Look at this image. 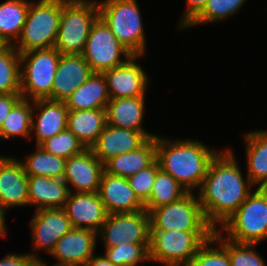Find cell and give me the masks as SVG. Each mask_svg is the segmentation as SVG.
Here are the masks:
<instances>
[{"label":"cell","mask_w":267,"mask_h":266,"mask_svg":"<svg viewBox=\"0 0 267 266\" xmlns=\"http://www.w3.org/2000/svg\"><path fill=\"white\" fill-rule=\"evenodd\" d=\"M20 53L13 45L0 44V94H20Z\"/></svg>","instance_id":"32"},{"label":"cell","mask_w":267,"mask_h":266,"mask_svg":"<svg viewBox=\"0 0 267 266\" xmlns=\"http://www.w3.org/2000/svg\"><path fill=\"white\" fill-rule=\"evenodd\" d=\"M107 124L106 109L69 110L67 129L90 149Z\"/></svg>","instance_id":"25"},{"label":"cell","mask_w":267,"mask_h":266,"mask_svg":"<svg viewBox=\"0 0 267 266\" xmlns=\"http://www.w3.org/2000/svg\"><path fill=\"white\" fill-rule=\"evenodd\" d=\"M247 176L257 188H267V130L244 134Z\"/></svg>","instance_id":"26"},{"label":"cell","mask_w":267,"mask_h":266,"mask_svg":"<svg viewBox=\"0 0 267 266\" xmlns=\"http://www.w3.org/2000/svg\"><path fill=\"white\" fill-rule=\"evenodd\" d=\"M156 134L120 128L106 124L96 143L90 148L94 155L104 164L112 157L141 147Z\"/></svg>","instance_id":"17"},{"label":"cell","mask_w":267,"mask_h":266,"mask_svg":"<svg viewBox=\"0 0 267 266\" xmlns=\"http://www.w3.org/2000/svg\"><path fill=\"white\" fill-rule=\"evenodd\" d=\"M140 58L133 55L124 64L103 72L110 99L146 96L149 78L136 62Z\"/></svg>","instance_id":"12"},{"label":"cell","mask_w":267,"mask_h":266,"mask_svg":"<svg viewBox=\"0 0 267 266\" xmlns=\"http://www.w3.org/2000/svg\"><path fill=\"white\" fill-rule=\"evenodd\" d=\"M21 98V94H0V128L12 107Z\"/></svg>","instance_id":"41"},{"label":"cell","mask_w":267,"mask_h":266,"mask_svg":"<svg viewBox=\"0 0 267 266\" xmlns=\"http://www.w3.org/2000/svg\"><path fill=\"white\" fill-rule=\"evenodd\" d=\"M42 258L36 253H10L1 259L0 266H39Z\"/></svg>","instance_id":"39"},{"label":"cell","mask_w":267,"mask_h":266,"mask_svg":"<svg viewBox=\"0 0 267 266\" xmlns=\"http://www.w3.org/2000/svg\"><path fill=\"white\" fill-rule=\"evenodd\" d=\"M29 225L33 249L36 252L45 250L48 254L54 249L57 241L72 229L70 219L63 208L35 210Z\"/></svg>","instance_id":"14"},{"label":"cell","mask_w":267,"mask_h":266,"mask_svg":"<svg viewBox=\"0 0 267 266\" xmlns=\"http://www.w3.org/2000/svg\"><path fill=\"white\" fill-rule=\"evenodd\" d=\"M110 97L103 73H92L66 100L68 110L106 109Z\"/></svg>","instance_id":"27"},{"label":"cell","mask_w":267,"mask_h":266,"mask_svg":"<svg viewBox=\"0 0 267 266\" xmlns=\"http://www.w3.org/2000/svg\"><path fill=\"white\" fill-rule=\"evenodd\" d=\"M237 243L259 244L267 239V188H256L217 229ZM224 232V233H223Z\"/></svg>","instance_id":"4"},{"label":"cell","mask_w":267,"mask_h":266,"mask_svg":"<svg viewBox=\"0 0 267 266\" xmlns=\"http://www.w3.org/2000/svg\"><path fill=\"white\" fill-rule=\"evenodd\" d=\"M72 228L99 232L108 215L97 193H71L63 208Z\"/></svg>","instance_id":"18"},{"label":"cell","mask_w":267,"mask_h":266,"mask_svg":"<svg viewBox=\"0 0 267 266\" xmlns=\"http://www.w3.org/2000/svg\"><path fill=\"white\" fill-rule=\"evenodd\" d=\"M97 239L92 230L72 228L57 241L50 253L57 260L48 266H86L96 253Z\"/></svg>","instance_id":"15"},{"label":"cell","mask_w":267,"mask_h":266,"mask_svg":"<svg viewBox=\"0 0 267 266\" xmlns=\"http://www.w3.org/2000/svg\"><path fill=\"white\" fill-rule=\"evenodd\" d=\"M247 0H208L204 9L184 28L216 23L236 15Z\"/></svg>","instance_id":"34"},{"label":"cell","mask_w":267,"mask_h":266,"mask_svg":"<svg viewBox=\"0 0 267 266\" xmlns=\"http://www.w3.org/2000/svg\"><path fill=\"white\" fill-rule=\"evenodd\" d=\"M82 56L93 73H103L124 64L133 55L98 16L90 28Z\"/></svg>","instance_id":"10"},{"label":"cell","mask_w":267,"mask_h":266,"mask_svg":"<svg viewBox=\"0 0 267 266\" xmlns=\"http://www.w3.org/2000/svg\"><path fill=\"white\" fill-rule=\"evenodd\" d=\"M98 16L97 0H62L54 47L62 55L82 54L90 28Z\"/></svg>","instance_id":"5"},{"label":"cell","mask_w":267,"mask_h":266,"mask_svg":"<svg viewBox=\"0 0 267 266\" xmlns=\"http://www.w3.org/2000/svg\"><path fill=\"white\" fill-rule=\"evenodd\" d=\"M29 6V0H6L0 3L1 45H14L20 38Z\"/></svg>","instance_id":"28"},{"label":"cell","mask_w":267,"mask_h":266,"mask_svg":"<svg viewBox=\"0 0 267 266\" xmlns=\"http://www.w3.org/2000/svg\"><path fill=\"white\" fill-rule=\"evenodd\" d=\"M208 0H186V10L179 21V28L184 29L206 6Z\"/></svg>","instance_id":"40"},{"label":"cell","mask_w":267,"mask_h":266,"mask_svg":"<svg viewBox=\"0 0 267 266\" xmlns=\"http://www.w3.org/2000/svg\"><path fill=\"white\" fill-rule=\"evenodd\" d=\"M150 244H118L115 247L105 248L104 256L117 266H138L149 262Z\"/></svg>","instance_id":"35"},{"label":"cell","mask_w":267,"mask_h":266,"mask_svg":"<svg viewBox=\"0 0 267 266\" xmlns=\"http://www.w3.org/2000/svg\"><path fill=\"white\" fill-rule=\"evenodd\" d=\"M104 164L91 149L66 160L63 180L71 193H97L99 191Z\"/></svg>","instance_id":"13"},{"label":"cell","mask_w":267,"mask_h":266,"mask_svg":"<svg viewBox=\"0 0 267 266\" xmlns=\"http://www.w3.org/2000/svg\"><path fill=\"white\" fill-rule=\"evenodd\" d=\"M188 193L186 188L160 168L156 173L149 200L144 204L145 210L149 213L155 208L180 200Z\"/></svg>","instance_id":"31"},{"label":"cell","mask_w":267,"mask_h":266,"mask_svg":"<svg viewBox=\"0 0 267 266\" xmlns=\"http://www.w3.org/2000/svg\"><path fill=\"white\" fill-rule=\"evenodd\" d=\"M33 101L21 98L10 110L0 128V140L27 137L32 140Z\"/></svg>","instance_id":"29"},{"label":"cell","mask_w":267,"mask_h":266,"mask_svg":"<svg viewBox=\"0 0 267 266\" xmlns=\"http://www.w3.org/2000/svg\"><path fill=\"white\" fill-rule=\"evenodd\" d=\"M3 237V238H5L6 236H7V233H0V237Z\"/></svg>","instance_id":"45"},{"label":"cell","mask_w":267,"mask_h":266,"mask_svg":"<svg viewBox=\"0 0 267 266\" xmlns=\"http://www.w3.org/2000/svg\"><path fill=\"white\" fill-rule=\"evenodd\" d=\"M36 151L29 153L26 159L19 161L28 176H46L49 178L63 179L65 174L66 159L44 151L40 146H35Z\"/></svg>","instance_id":"30"},{"label":"cell","mask_w":267,"mask_h":266,"mask_svg":"<svg viewBox=\"0 0 267 266\" xmlns=\"http://www.w3.org/2000/svg\"><path fill=\"white\" fill-rule=\"evenodd\" d=\"M6 215L1 211L0 209V233H7V227H6Z\"/></svg>","instance_id":"43"},{"label":"cell","mask_w":267,"mask_h":266,"mask_svg":"<svg viewBox=\"0 0 267 266\" xmlns=\"http://www.w3.org/2000/svg\"><path fill=\"white\" fill-rule=\"evenodd\" d=\"M145 96L110 99L106 106L107 124L140 132L144 128Z\"/></svg>","instance_id":"24"},{"label":"cell","mask_w":267,"mask_h":266,"mask_svg":"<svg viewBox=\"0 0 267 266\" xmlns=\"http://www.w3.org/2000/svg\"><path fill=\"white\" fill-rule=\"evenodd\" d=\"M156 161V136L149 138L141 147L112 157L104 163V171L115 176L129 178Z\"/></svg>","instance_id":"23"},{"label":"cell","mask_w":267,"mask_h":266,"mask_svg":"<svg viewBox=\"0 0 267 266\" xmlns=\"http://www.w3.org/2000/svg\"><path fill=\"white\" fill-rule=\"evenodd\" d=\"M61 53L55 48L20 53L22 98L50 99Z\"/></svg>","instance_id":"8"},{"label":"cell","mask_w":267,"mask_h":266,"mask_svg":"<svg viewBox=\"0 0 267 266\" xmlns=\"http://www.w3.org/2000/svg\"><path fill=\"white\" fill-rule=\"evenodd\" d=\"M86 266H117L112 264L104 255H93Z\"/></svg>","instance_id":"42"},{"label":"cell","mask_w":267,"mask_h":266,"mask_svg":"<svg viewBox=\"0 0 267 266\" xmlns=\"http://www.w3.org/2000/svg\"><path fill=\"white\" fill-rule=\"evenodd\" d=\"M97 4L99 16L116 39L132 55L145 56L147 40L137 0H104Z\"/></svg>","instance_id":"3"},{"label":"cell","mask_w":267,"mask_h":266,"mask_svg":"<svg viewBox=\"0 0 267 266\" xmlns=\"http://www.w3.org/2000/svg\"><path fill=\"white\" fill-rule=\"evenodd\" d=\"M256 246L257 244L237 243L228 239L231 266H267L261 254L256 252Z\"/></svg>","instance_id":"37"},{"label":"cell","mask_w":267,"mask_h":266,"mask_svg":"<svg viewBox=\"0 0 267 266\" xmlns=\"http://www.w3.org/2000/svg\"><path fill=\"white\" fill-rule=\"evenodd\" d=\"M62 0L30 2L22 33L13 45L19 53L53 48L56 42Z\"/></svg>","instance_id":"6"},{"label":"cell","mask_w":267,"mask_h":266,"mask_svg":"<svg viewBox=\"0 0 267 266\" xmlns=\"http://www.w3.org/2000/svg\"><path fill=\"white\" fill-rule=\"evenodd\" d=\"M237 163L231 146L219 150L197 190L204 216L215 230L239 208L255 187L247 174L244 179Z\"/></svg>","instance_id":"1"},{"label":"cell","mask_w":267,"mask_h":266,"mask_svg":"<svg viewBox=\"0 0 267 266\" xmlns=\"http://www.w3.org/2000/svg\"><path fill=\"white\" fill-rule=\"evenodd\" d=\"M70 191L63 179L28 176L29 206L36 210L64 208Z\"/></svg>","instance_id":"22"},{"label":"cell","mask_w":267,"mask_h":266,"mask_svg":"<svg viewBox=\"0 0 267 266\" xmlns=\"http://www.w3.org/2000/svg\"><path fill=\"white\" fill-rule=\"evenodd\" d=\"M186 266H231L228 239L221 232L215 230L213 237L200 248Z\"/></svg>","instance_id":"33"},{"label":"cell","mask_w":267,"mask_h":266,"mask_svg":"<svg viewBox=\"0 0 267 266\" xmlns=\"http://www.w3.org/2000/svg\"><path fill=\"white\" fill-rule=\"evenodd\" d=\"M160 169L159 163L156 160L151 166L144 170L138 171L127 178L130 187L135 192L138 199L145 204L150 197L155 182L156 173Z\"/></svg>","instance_id":"38"},{"label":"cell","mask_w":267,"mask_h":266,"mask_svg":"<svg viewBox=\"0 0 267 266\" xmlns=\"http://www.w3.org/2000/svg\"><path fill=\"white\" fill-rule=\"evenodd\" d=\"M29 205L28 175L19 159L0 156V209L6 215L7 209Z\"/></svg>","instance_id":"16"},{"label":"cell","mask_w":267,"mask_h":266,"mask_svg":"<svg viewBox=\"0 0 267 266\" xmlns=\"http://www.w3.org/2000/svg\"><path fill=\"white\" fill-rule=\"evenodd\" d=\"M68 111L64 101H33L32 135L36 138V146L67 129Z\"/></svg>","instance_id":"19"},{"label":"cell","mask_w":267,"mask_h":266,"mask_svg":"<svg viewBox=\"0 0 267 266\" xmlns=\"http://www.w3.org/2000/svg\"><path fill=\"white\" fill-rule=\"evenodd\" d=\"M194 194L189 192L176 202L150 211V231H215Z\"/></svg>","instance_id":"9"},{"label":"cell","mask_w":267,"mask_h":266,"mask_svg":"<svg viewBox=\"0 0 267 266\" xmlns=\"http://www.w3.org/2000/svg\"><path fill=\"white\" fill-rule=\"evenodd\" d=\"M39 266H48L46 262H44V260H42V262L40 263Z\"/></svg>","instance_id":"44"},{"label":"cell","mask_w":267,"mask_h":266,"mask_svg":"<svg viewBox=\"0 0 267 266\" xmlns=\"http://www.w3.org/2000/svg\"><path fill=\"white\" fill-rule=\"evenodd\" d=\"M97 236L105 248L118 244H150V216L144 209L133 213L108 214Z\"/></svg>","instance_id":"11"},{"label":"cell","mask_w":267,"mask_h":266,"mask_svg":"<svg viewBox=\"0 0 267 266\" xmlns=\"http://www.w3.org/2000/svg\"><path fill=\"white\" fill-rule=\"evenodd\" d=\"M199 140L167 139L156 135V160L188 192L200 189L212 159L219 151Z\"/></svg>","instance_id":"2"},{"label":"cell","mask_w":267,"mask_h":266,"mask_svg":"<svg viewBox=\"0 0 267 266\" xmlns=\"http://www.w3.org/2000/svg\"><path fill=\"white\" fill-rule=\"evenodd\" d=\"M44 151L58 157H69L82 153L86 148L78 138L68 129L54 135L39 145Z\"/></svg>","instance_id":"36"},{"label":"cell","mask_w":267,"mask_h":266,"mask_svg":"<svg viewBox=\"0 0 267 266\" xmlns=\"http://www.w3.org/2000/svg\"><path fill=\"white\" fill-rule=\"evenodd\" d=\"M93 72L82 54L62 55L54 77L51 100L64 101L82 84Z\"/></svg>","instance_id":"21"},{"label":"cell","mask_w":267,"mask_h":266,"mask_svg":"<svg viewBox=\"0 0 267 266\" xmlns=\"http://www.w3.org/2000/svg\"><path fill=\"white\" fill-rule=\"evenodd\" d=\"M98 194L108 214L133 213L145 209L127 178L103 171Z\"/></svg>","instance_id":"20"},{"label":"cell","mask_w":267,"mask_h":266,"mask_svg":"<svg viewBox=\"0 0 267 266\" xmlns=\"http://www.w3.org/2000/svg\"><path fill=\"white\" fill-rule=\"evenodd\" d=\"M214 231H150V262L186 266Z\"/></svg>","instance_id":"7"}]
</instances>
